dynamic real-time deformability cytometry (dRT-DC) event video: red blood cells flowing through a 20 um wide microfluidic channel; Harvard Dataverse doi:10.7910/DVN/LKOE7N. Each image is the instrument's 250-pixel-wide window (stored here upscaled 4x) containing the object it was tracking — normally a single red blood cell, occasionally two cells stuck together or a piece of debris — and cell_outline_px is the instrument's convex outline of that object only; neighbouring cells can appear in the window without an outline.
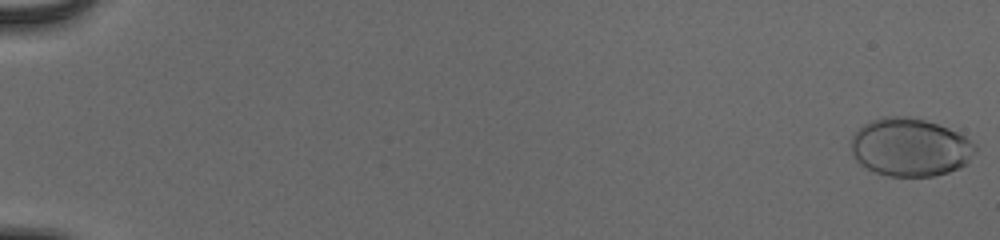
{"species": "human", "species_latin": "Homo sapiens", "temperature_condition": "cold", "stored_images_in_passage": 56, "camera_frame_rate_fps": 3000, "um_per_image_px": 0.085, "donor": {"sex": "male"}, "frame": {"image": 1, "passage_image": 1, "time_ms": 0.0, "image_size_px": [1000, 240], "cell_outline_px": [[980, 148], [968, 164], [948, 172], [932, 176], [888, 176], [876, 172], [860, 164], [856, 160], [848, 144], [852, 136], [864, 124], [872, 120], [884, 116], [908, 116], [924, 120], [948, 128], [964, 136], [976, 144]], "centroid_in_image_um": [77.38, 12.52], "position_along_channel_um": 7.6, "area_um2": 42.37}}
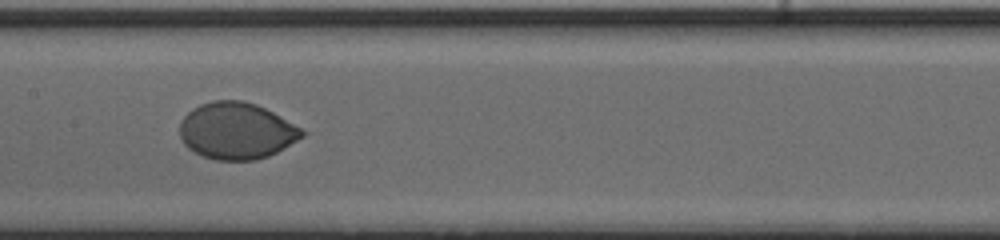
{"frame": {"image": 2, "passage_image": 31, "time_ms": 10.0, "image_size_px": [1000, 240], "cell_outline_px": [[308, 132], [304, 136], [276, 152], [268, 156], [256, 160], [216, 160], [200, 156], [188, 148], [184, 144], [180, 136], [180, 120], [192, 108], [200, 104], [212, 100], [244, 100], [256, 104], [272, 112]], "centroid_in_image_um": [20.07, 11.12], "position_along_channel_um": 187.3, "area_um2": 40.52}}
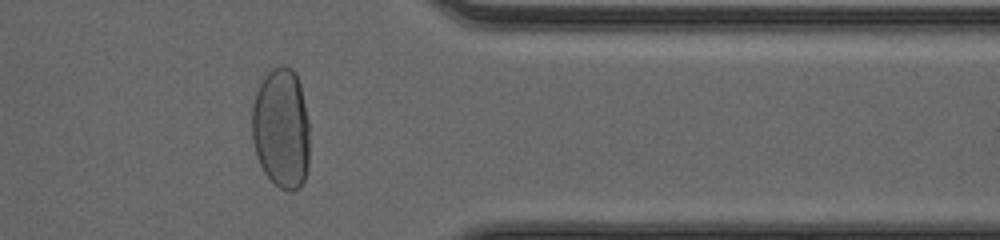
{"frame": {"image": 3, "passage_image": 47, "time_ms": 15.333, "image_size_px": [1000, 240], "cell_outline_px": [[308, 168], [304, 180], [300, 188], [292, 192], [288, 192], [280, 188], [264, 172], [256, 156], [252, 140], [252, 104], [256, 92], [264, 76], [272, 68], [292, 68], [296, 72], [300, 84], [308, 120]], "centroid_in_image_um": [23.9, 10.95], "position_along_channel_um": 387.5, "area_um2": 40.58}, "authors_computed_cell_mechanics": {"area_um2": 40.6334, "velocity_mm_per_s": 3.8958, "shape_relaxation_time_tau1_ms": 4.6394, "shape_relaxation_time_tau2_ms": null, "deformation_change_tau1": 0.1635, "deformation_change_tau2": null}}